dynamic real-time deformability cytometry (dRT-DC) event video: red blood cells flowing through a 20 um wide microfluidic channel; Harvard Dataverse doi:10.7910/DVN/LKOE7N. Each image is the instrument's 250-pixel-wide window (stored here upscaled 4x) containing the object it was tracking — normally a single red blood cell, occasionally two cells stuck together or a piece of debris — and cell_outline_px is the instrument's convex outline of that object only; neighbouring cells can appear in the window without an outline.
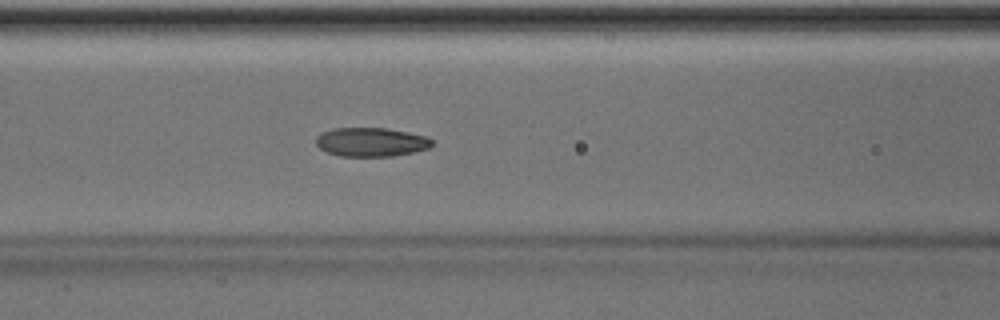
{"species": "Egyptian fruit bat (a non-hibernating species)", "species_latin": "Rousettus aegyptiacus", "temperature_condition": "room temperature", "stored_images_in_passage": 39, "camera_frame_rate_fps": 3000, "um_per_image_px": 0.085, "animal": {"sex": "male"}, "frame": {"image": 1, "passage_image": 12, "time_ms": 3.667, "image_size_px": [1000, 320], "cell_outline_px": [[432, 144], [428, 148], [412, 152], [392, 156], [340, 156], [328, 152], [320, 148], [316, 144], [316, 136], [332, 128], [388, 128], [428, 136], [432, 140]], "centroid_in_image_um": [31.55, 12.06], "position_along_channel_um": 135.1, "area_um2": 19.48}, "authors_computed_cell_mechanics": {"area_um2": 19.5942, "velocity_mm_per_s": 4.019, "shape_relaxation_time_tau1_ms": 8.9019, "shape_relaxation_time_tau2_ms": 2.5714, "deformation_change_tau1": 0.1861, "deformation_change_tau2": 0.0682}}